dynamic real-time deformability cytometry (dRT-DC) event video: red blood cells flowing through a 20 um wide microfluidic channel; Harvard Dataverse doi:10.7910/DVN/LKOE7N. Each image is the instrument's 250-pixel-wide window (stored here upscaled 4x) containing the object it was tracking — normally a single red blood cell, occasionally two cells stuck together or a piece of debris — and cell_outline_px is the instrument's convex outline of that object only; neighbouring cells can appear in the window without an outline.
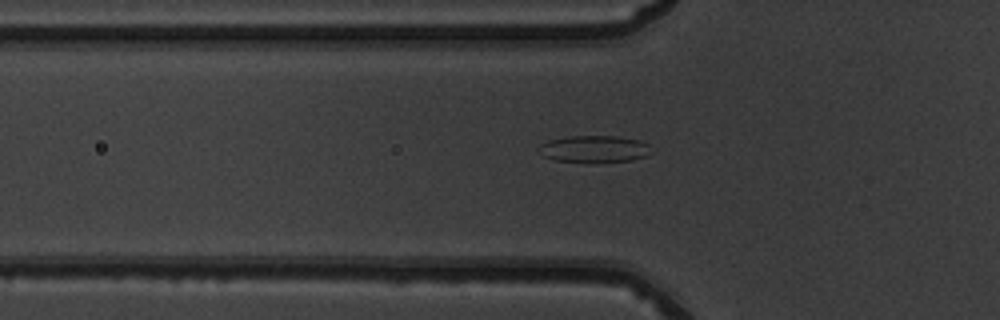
{"species": "common noctule bat (a hibernating species)", "species_latin": "Nyctalus noctula", "temperature_condition": "warm", "stored_images_in_passage": 42, "camera_frame_rate_fps": 3000, "um_per_image_px": 0.085, "animal": {"sex": "male", "body_mass_g": 19.5, "forearm_length_mm": 54.6}, "frame": {"image": 1, "passage_image": 10, "time_ms": 3.0, "image_size_px": [1000, 320], "cell_outline_px": [[652, 152], [648, 156], [632, 160], [552, 160], [544, 156], [536, 148], [540, 144], [548, 140], [568, 136], [616, 136], [640, 140], [648, 144]], "centroid_in_image_um": [50.51, 12.62], "position_along_channel_um": 75.3, "area_um2": 17.17}}
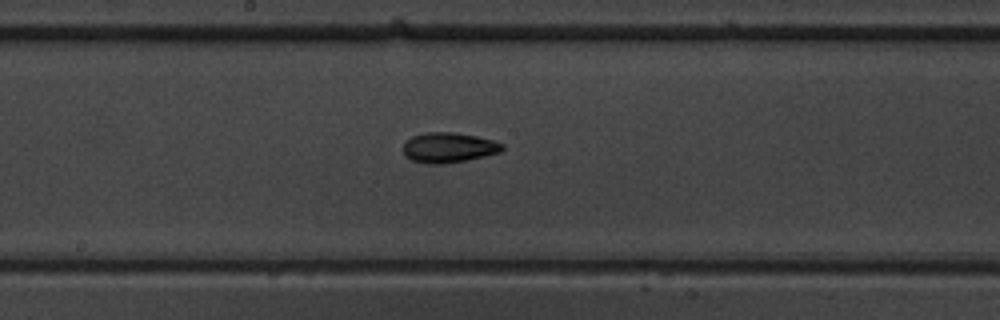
{"frame": {"image": 2, "passage_image": 20, "time_ms": 6.333, "image_size_px": [1000, 320], "cell_outline_px": [[504, 148], [500, 152], [484, 156], [464, 160], [440, 164], [432, 164], [412, 160], [404, 152], [404, 144], [412, 136], [424, 132], [452, 132], [476, 136], [492, 140], [504, 144]], "centroid_in_image_um": [38.15, 12.53], "position_along_channel_um": 210.0, "area_um2": 17.05}}
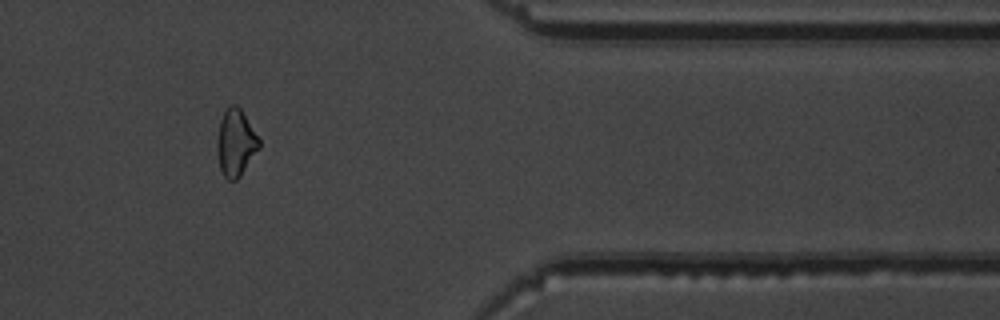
{"frame": {"image": 3, "passage_image": 35, "time_ms": 11.333, "image_size_px": [1000, 320], "cell_outline_px": [[260, 148], [240, 176], [236, 180], [228, 180], [224, 176], [220, 168], [216, 148], [216, 144], [220, 120], [228, 104], [236, 104], [240, 108], [260, 140]], "centroid_in_image_um": [20.02, 12.13], "position_along_channel_um": 391.4, "area_um2": 16.36}}